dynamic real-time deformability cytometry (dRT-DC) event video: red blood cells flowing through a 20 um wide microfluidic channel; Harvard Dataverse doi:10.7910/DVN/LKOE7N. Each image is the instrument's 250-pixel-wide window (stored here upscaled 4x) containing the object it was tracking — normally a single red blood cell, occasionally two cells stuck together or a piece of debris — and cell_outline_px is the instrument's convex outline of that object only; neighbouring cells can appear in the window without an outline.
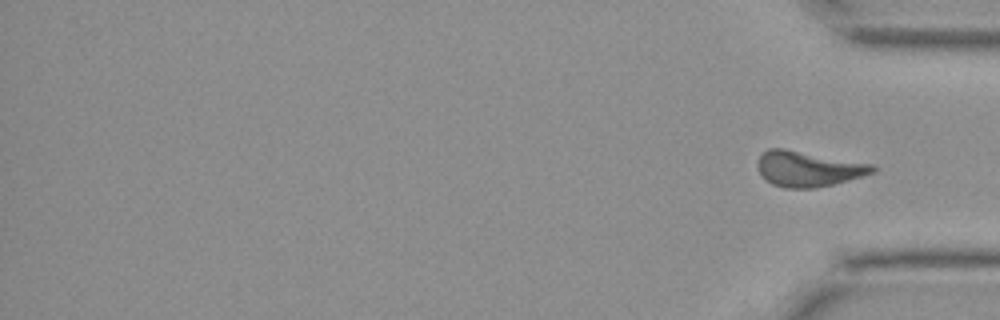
{"species": "Egyptian fruit bat (a non-hibernating species)", "species_latin": "Rousettus aegyptiacus", "temperature_condition": "cold", "stored_images_in_passage": 45, "segment_of_instrument_passage": [2, 2], "camera_frame_rate_fps": 3000, "um_per_image_px": 0.085, "animal": {"sex": "female"}, "frame": {"image": 1, "passage_image": 45, "time_ms": 14.667, "image_size_px": [1000, 320], "cell_outline_px": [[876, 172], [848, 180], [816, 188], [784, 188], [772, 184], [760, 172], [756, 164], [760, 156], [768, 148], [784, 148], [872, 164], [876, 168]], "centroid_in_image_um": [68.7, 14.35], "position_along_channel_um": 366.5, "area_um2": 23.52}}